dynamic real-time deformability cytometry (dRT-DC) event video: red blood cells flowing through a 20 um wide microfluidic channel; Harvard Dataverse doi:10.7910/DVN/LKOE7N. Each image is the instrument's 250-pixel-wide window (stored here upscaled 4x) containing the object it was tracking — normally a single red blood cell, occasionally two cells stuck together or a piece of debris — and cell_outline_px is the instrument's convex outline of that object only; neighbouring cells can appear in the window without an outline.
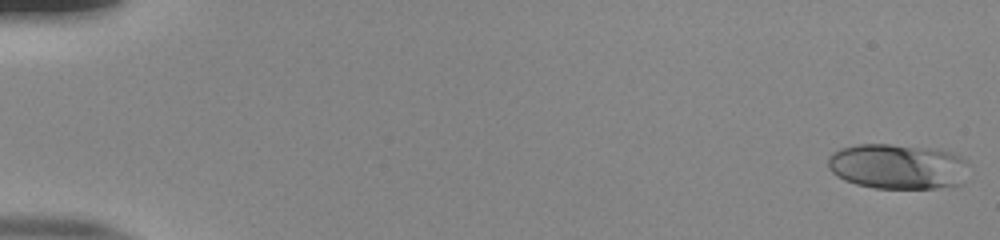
{"species": "human", "species_latin": "Homo sapiens", "temperature_condition": "room temperature", "stored_images_in_passage": 53, "camera_frame_rate_fps": 3000, "um_per_image_px": 0.085, "donor": {"sex": "male"}, "frame": {"image": 1, "passage_image": 1, "time_ms": 0.0, "image_size_px": [1000, 240], "cell_outline_px": [[968, 160], [964, 184], [936, 188], [876, 188], [856, 184], [844, 180], [836, 176], [828, 168], [828, 156], [832, 152], [840, 148], [856, 144], [892, 144], [928, 148], [952, 152]], "centroid_in_image_um": [76.3, 14.15], "position_along_channel_um": 8.7, "area_um2": 37.51}}
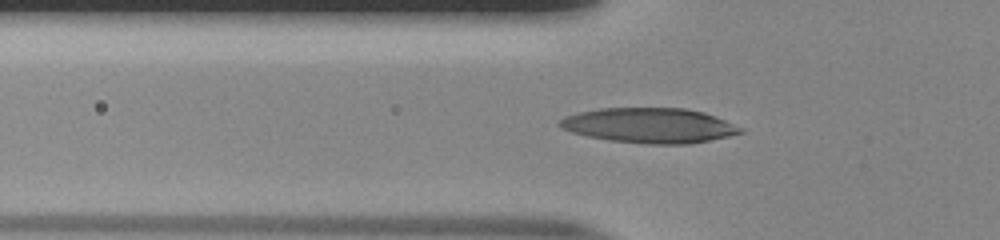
{"frame": {"image": 2, "passage_image": 19, "time_ms": 6.0, "image_size_px": [1000, 240], "cell_outline_px": [[744, 132], [728, 136], [688, 144], [644, 144], [608, 140], [588, 136], [572, 132], [560, 128], [556, 124], [556, 120], [564, 116], [580, 112], [600, 108], [684, 108], [704, 112], [744, 128]], "centroid_in_image_um": [55.15, 10.66], "position_along_channel_um": 70.6, "area_um2": 36.99}}
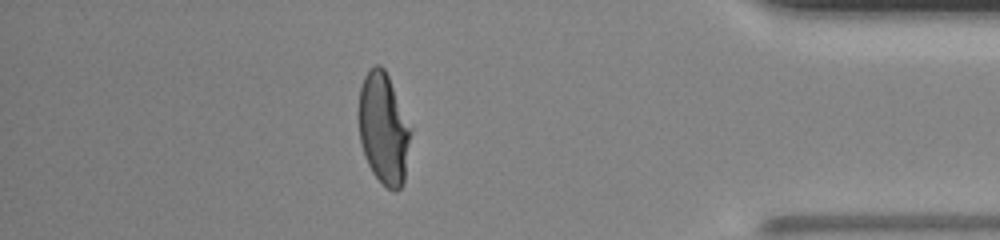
{"frame": {"image": 3, "passage_image": 47, "time_ms": 15.333, "image_size_px": [1000, 240], "cell_outline_px": [[412, 132], [404, 184], [396, 192], [392, 192], [372, 172], [368, 164], [360, 144], [360, 88], [364, 76], [368, 68], [376, 64], [380, 64], [384, 68], [388, 76], [412, 128]], "centroid_in_image_um": [32.64, 10.95], "position_along_channel_um": 402.6, "area_um2": 33.81}, "authors_computed_cell_mechanics": {"area_um2": 35.2002, "velocity_mm_per_s": 3.9008, "shape_relaxation_time_tau1_ms": 6.2521, "shape_relaxation_time_tau2_ms": 0.7597, "deformation_change_tau1": 0.2637, "deformation_change_tau2": 0.0796}}